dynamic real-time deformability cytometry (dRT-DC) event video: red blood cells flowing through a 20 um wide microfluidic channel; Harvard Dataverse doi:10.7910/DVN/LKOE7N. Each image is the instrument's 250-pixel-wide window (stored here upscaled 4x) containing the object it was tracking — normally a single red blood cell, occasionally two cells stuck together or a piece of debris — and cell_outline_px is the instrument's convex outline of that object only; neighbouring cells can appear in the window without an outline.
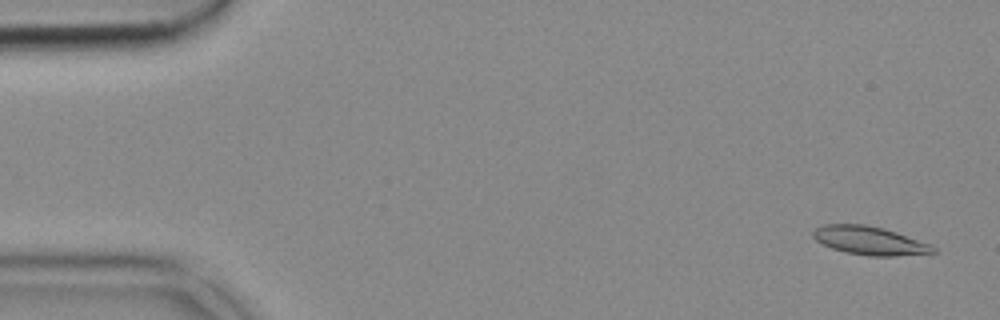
{"species": "common noctule bat (a hibernating species)", "species_latin": "Nyctalus noctula", "temperature_condition": "cold", "stored_images_in_passage": 52, "camera_frame_rate_fps": 3000, "um_per_image_px": 0.085, "animal": {"sex": "female", "body_mass_g": 18.4}, "frame": {"image": 1, "passage_image": 2, "time_ms": 0.333, "image_size_px": [1000, 320], "cell_outline_px": [[936, 252], [896, 256], [868, 256], [844, 252], [832, 248], [816, 240], [812, 236], [812, 232], [816, 228], [824, 224], [864, 224], [884, 228], [932, 244], [936, 248]], "centroid_in_image_um": [73.93, 20.45], "position_along_channel_um": 11.1, "area_um2": 19.94}}
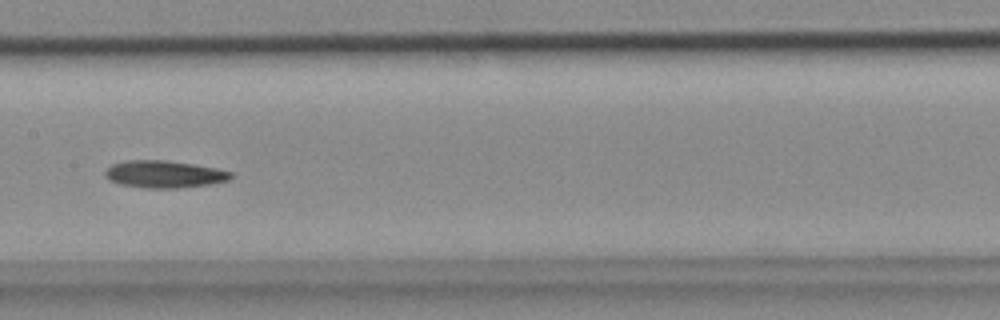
{"frame": {"image": 2, "passage_image": 26, "time_ms": 8.333, "image_size_px": [1000, 320], "cell_outline_px": [[232, 176], [228, 180], [208, 184], [176, 188], [144, 188], [120, 184], [108, 180], [104, 176], [104, 172], [112, 164], [124, 160], [164, 160], [192, 164], [216, 168], [232, 172]], "centroid_in_image_um": [13.9, 14.8], "position_along_channel_um": 193.5, "area_um2": 19.88}}
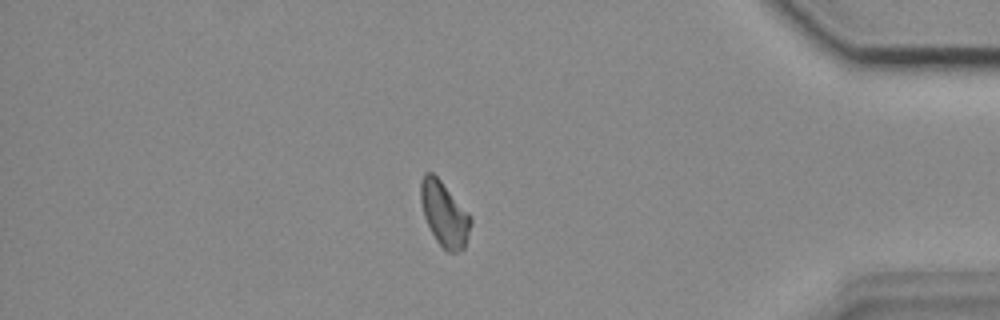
{"frame": {"image": 3, "passage_image": 45, "time_ms": 14.667, "image_size_px": [1000, 320], "cell_outline_px": [[472, 220], [464, 248], [460, 252], [448, 252], [436, 240], [424, 216], [420, 200], [420, 180], [424, 172], [432, 172], [440, 180], [472, 216]], "centroid_in_image_um": [37.76, 18.17], "position_along_channel_um": 397.4, "area_um2": 18.73}}